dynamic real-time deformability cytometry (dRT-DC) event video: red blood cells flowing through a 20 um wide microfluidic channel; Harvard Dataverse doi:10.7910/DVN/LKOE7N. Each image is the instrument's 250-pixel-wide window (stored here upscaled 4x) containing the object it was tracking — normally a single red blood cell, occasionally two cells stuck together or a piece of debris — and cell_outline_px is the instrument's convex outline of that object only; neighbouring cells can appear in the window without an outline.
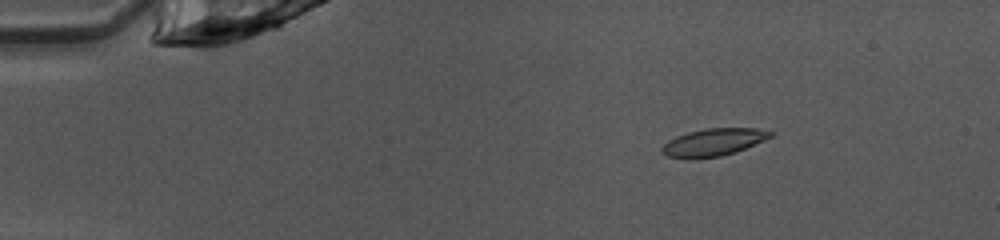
{"species": "common noctule bat (a hibernating species)", "species_latin": "Nyctalus noctula", "temperature_condition": "warm", "stored_images_in_passage": 26, "camera_frame_rate_fps": 3000, "um_per_image_px": 0.085, "animal": {"sex": "female", "body_mass_g": 10.0, "forearm_length_mm": 53.1}, "frame": {"image": 1, "passage_image": 8, "time_ms": 2.333, "image_size_px": [1000, 240], "cell_outline_px": [[776, 132], [772, 136], [764, 140], [736, 152], [720, 156], [692, 160], [668, 156], [660, 152], [660, 148], [668, 140], [676, 136], [688, 132], [704, 128], [756, 128]], "centroid_in_image_um": [60.61, 12.1], "position_along_channel_um": 24.4, "area_um2": 17.63}}
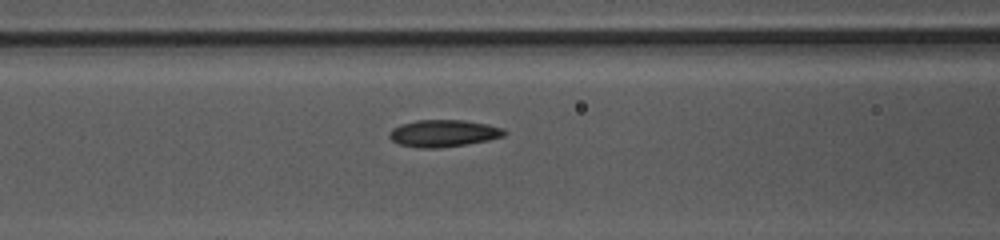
{"frame": {"image": 2, "passage_image": 21, "time_ms": 6.667, "image_size_px": [1000, 240], "cell_outline_px": [[508, 132], [504, 136], [488, 140], [464, 144], [436, 148], [420, 148], [400, 144], [392, 140], [388, 136], [388, 132], [392, 128], [400, 124], [416, 120], [464, 120], [488, 124], [504, 128]], "centroid_in_image_um": [37.69, 11.32], "position_along_channel_um": 128.9, "area_um2": 18.15}}
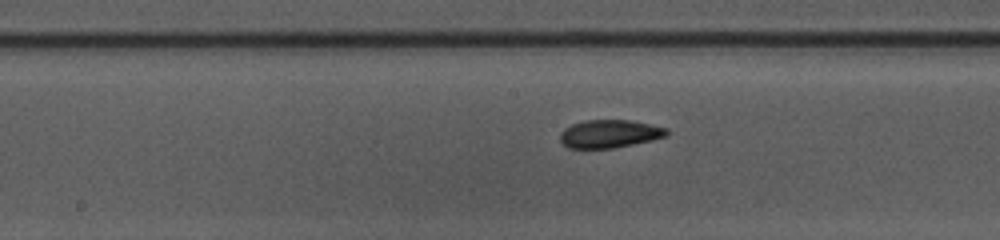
{"frame": {"image": 3, "passage_image": 26, "time_ms": 8.333, "image_size_px": [1000, 240], "cell_outline_px": [[668, 136], [652, 140], [616, 148], [568, 148], [560, 140], [560, 132], [564, 128], [572, 124], [584, 120], [628, 120], [668, 128]], "centroid_in_image_um": [51.81, 11.37], "position_along_channel_um": 196.4, "area_um2": 17.46}}